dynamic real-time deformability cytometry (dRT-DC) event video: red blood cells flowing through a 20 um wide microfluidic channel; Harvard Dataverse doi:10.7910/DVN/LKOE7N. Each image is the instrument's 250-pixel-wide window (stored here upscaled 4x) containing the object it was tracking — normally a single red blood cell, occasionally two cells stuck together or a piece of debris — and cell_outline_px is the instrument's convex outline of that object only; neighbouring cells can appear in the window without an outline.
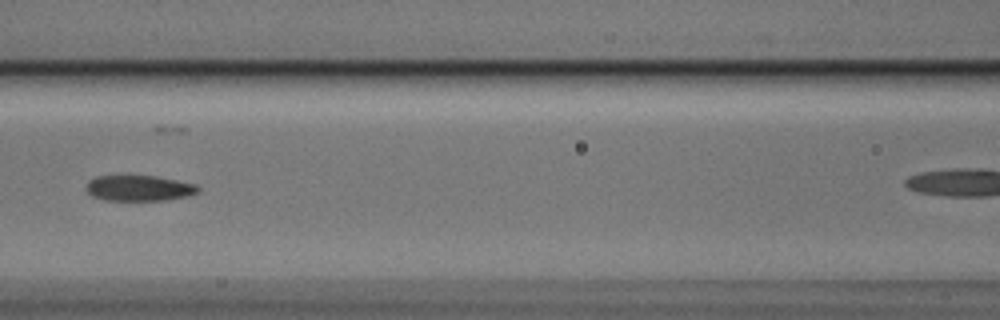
{"species": "Egyptian fruit bat (a non-hibernating species)", "species_latin": "Rousettus aegyptiacus", "temperature_condition": "cold", "stored_images_in_passage": 6, "segment_of_instrument_passage": [1, 2], "camera_frame_rate_fps": 3000, "um_per_image_px": 0.085, "animal": {"sex": "male"}, "frame": {"image": 1, "passage_image": 5, "time_ms": 1.333, "image_size_px": [1000, 320], "cell_outline_px": [[200, 192], [188, 196], [168, 200], [104, 200], [92, 196], [84, 188], [84, 184], [88, 180], [96, 176], [156, 176], [196, 184], [200, 188]], "centroid_in_image_um": [11.8, 15.99], "position_along_channel_um": 154.8, "area_um2": 16.94}}